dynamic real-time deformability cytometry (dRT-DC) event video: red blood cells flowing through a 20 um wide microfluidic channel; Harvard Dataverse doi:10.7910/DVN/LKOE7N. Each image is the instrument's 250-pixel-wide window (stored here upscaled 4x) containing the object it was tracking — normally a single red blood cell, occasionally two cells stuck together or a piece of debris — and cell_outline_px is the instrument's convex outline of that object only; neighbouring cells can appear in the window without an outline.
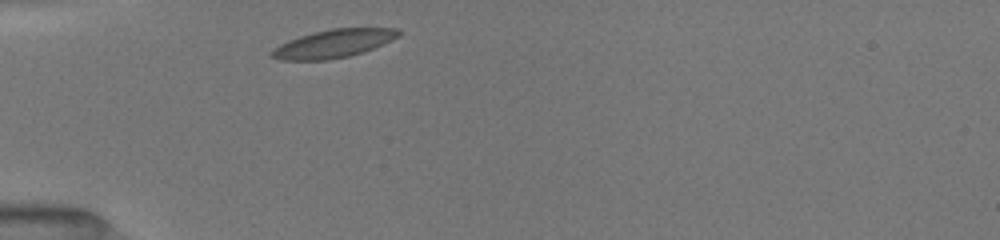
{"species": "common noctule bat (a hibernating species)", "species_latin": "Nyctalus noctula", "temperature_condition": "room temperature", "stored_images_in_passage": 4, "camera_frame_rate_fps": 3000, "um_per_image_px": 0.085, "animal": {"sex": "female", "body_mass_g": 19.5, "forearm_length_mm": 54.1}, "frame": {"image": 1, "passage_image": 1, "time_ms": 0.0, "image_size_px": [1000, 240], "cell_outline_px": [[404, 32], [400, 36], [392, 40], [372, 48], [348, 56], [328, 60], [280, 60], [268, 56], [268, 52], [272, 48], [288, 40], [312, 32], [332, 28], [396, 28]], "centroid_in_image_um": [28.3, 3.7], "position_along_channel_um": 56.7, "area_um2": 20.98}}
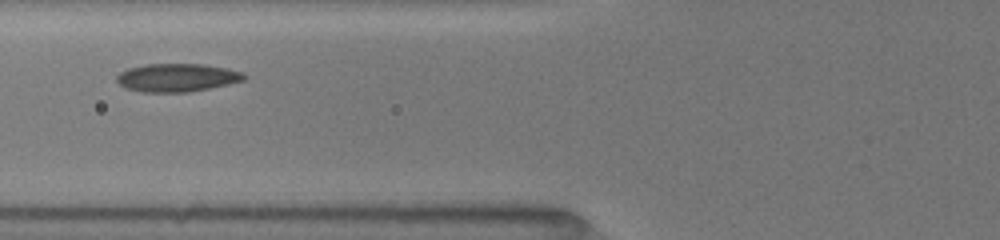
{"frame": {"image": 2, "passage_image": 3, "time_ms": 1.667, "image_size_px": [1000, 240], "cell_outline_px": [[248, 76], [244, 80], [228, 84], [188, 92], [144, 92], [124, 88], [116, 80], [116, 76], [120, 72], [128, 68], [144, 64], [204, 64], [228, 68], [244, 72]], "centroid_in_image_um": [15.06, 6.59], "position_along_channel_um": 110.7, "area_um2": 21.04}}